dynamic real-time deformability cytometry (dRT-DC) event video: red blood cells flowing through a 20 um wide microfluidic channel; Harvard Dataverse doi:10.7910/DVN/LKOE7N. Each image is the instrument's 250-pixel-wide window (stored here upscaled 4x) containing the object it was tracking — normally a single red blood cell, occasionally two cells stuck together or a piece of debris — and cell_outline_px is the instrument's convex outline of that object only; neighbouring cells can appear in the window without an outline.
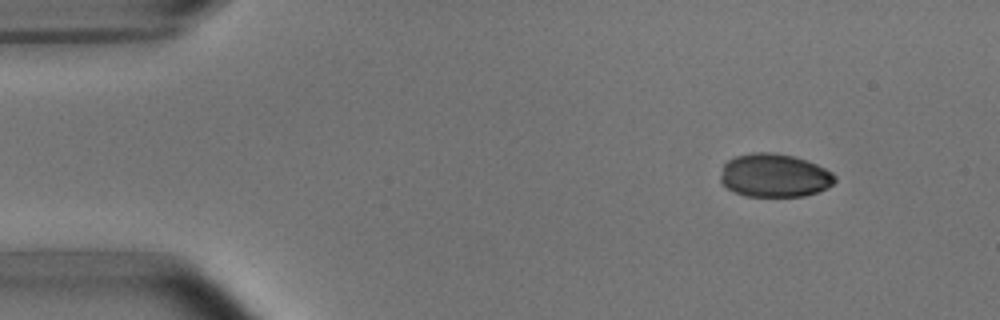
{"species": "common noctule bat (a hibernating species)", "species_latin": "Nyctalus noctula", "temperature_condition": "room temperature", "stored_images_in_passage": 6, "camera_frame_rate_fps": 3000, "um_per_image_px": 0.085, "animal": {"sex": "male", "body_mass_g": 15.6}, "frame": {"image": 1, "passage_image": 1, "time_ms": 0.0, "image_size_px": [1000, 320], "cell_outline_px": [[836, 180], [828, 188], [804, 196], [748, 196], [736, 192], [728, 188], [720, 180], [720, 176], [724, 164], [728, 160], [736, 156], [756, 152], [772, 152], [792, 156], [816, 164], [832, 172], [836, 176]], "centroid_in_image_um": [65.84, 14.91], "position_along_channel_um": 19.2, "area_um2": 28.67}}
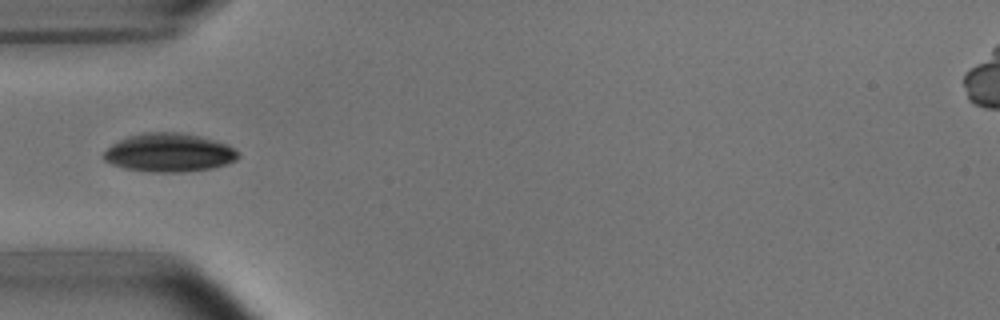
{"frame": {"image": 2, "passage_image": 4, "time_ms": 3.667, "image_size_px": [1000, 320], "cell_outline_px": [[240, 156], [236, 160], [228, 164], [212, 168], [184, 172], [152, 172], [124, 168], [112, 164], [104, 160], [100, 156], [112, 144], [128, 136], [148, 132], [180, 132], [200, 136], [216, 140], [240, 152]], "centroid_in_image_um": [14.38, 12.98], "position_along_channel_um": 70.6, "area_um2": 30.29}}
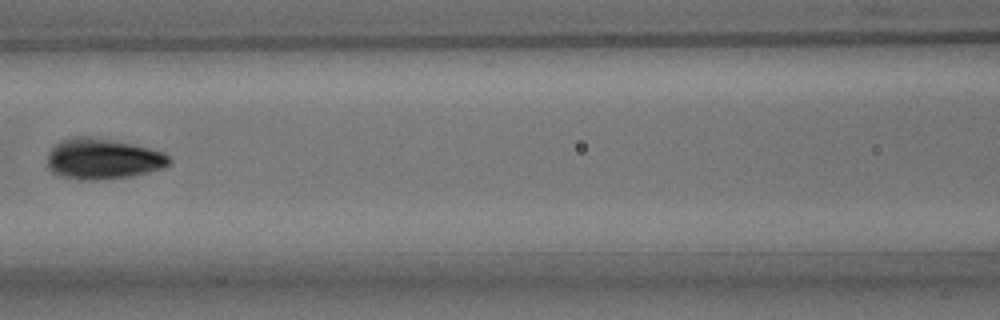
{"frame": {"image": 3, "passage_image": 6, "time_ms": 6.0, "image_size_px": [1000, 320], "cell_outline_px": [[172, 164], [164, 168], [132, 176], [96, 180], [76, 180], [56, 176], [48, 168], [48, 152], [60, 140], [72, 136], [88, 136], [112, 140], [132, 144], [164, 152], [172, 160]], "centroid_in_image_um": [8.72, 13.51], "position_along_channel_um": 157.9, "area_um2": 29.3}}